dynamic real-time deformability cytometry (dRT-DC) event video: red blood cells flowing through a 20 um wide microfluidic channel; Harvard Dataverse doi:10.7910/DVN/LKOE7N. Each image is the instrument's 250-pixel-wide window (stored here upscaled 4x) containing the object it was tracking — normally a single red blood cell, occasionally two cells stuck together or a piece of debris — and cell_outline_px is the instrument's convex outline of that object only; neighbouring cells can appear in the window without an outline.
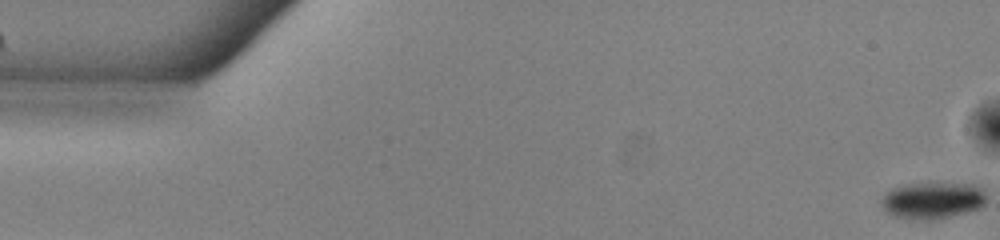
{"species": "common noctule bat (a hibernating species)", "species_latin": "Nyctalus noctula", "temperature_condition": "warm", "stored_images_in_passage": 7, "camera_frame_rate_fps": 3000, "um_per_image_px": 0.085, "animal": {"sex": "male", "body_mass_g": 13.0, "forearm_length_mm": 53.1}, "frame": {"image": 1, "passage_image": 1, "time_ms": 0.0, "image_size_px": [1000, 240], "cell_outline_px": [[980, 204], [972, 208], [952, 212], [896, 212], [888, 208], [888, 196], [892, 192], [908, 188], [956, 188], [976, 192], [980, 196]], "centroid_in_image_um": [79.27, 17.01], "position_along_channel_um": 5.7, "area_um2": 14.33}}